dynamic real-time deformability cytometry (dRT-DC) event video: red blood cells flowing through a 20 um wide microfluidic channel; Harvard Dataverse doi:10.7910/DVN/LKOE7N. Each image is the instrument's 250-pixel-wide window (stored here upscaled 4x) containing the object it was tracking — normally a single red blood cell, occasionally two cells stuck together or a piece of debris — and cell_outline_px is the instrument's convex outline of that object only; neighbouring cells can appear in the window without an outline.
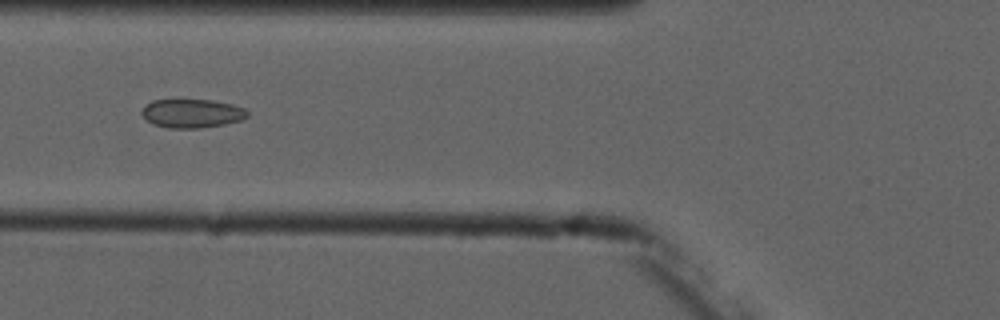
{"species": "common noctule bat (a hibernating species)", "species_latin": "Nyctalus noctula", "temperature_condition": "cold", "stored_images_in_passage": 9, "camera_frame_rate_fps": 3000, "um_per_image_px": 0.085, "animal": {"sex": "male", "forearm_length_mm": 52.5}, "frame": {"image": 1, "passage_image": 6, "time_ms": 6.0, "image_size_px": [1000, 320], "cell_outline_px": [[248, 116], [240, 120], [224, 124], [200, 128], [172, 128], [152, 124], [140, 112], [152, 100], [212, 100], [232, 104], [244, 108], [248, 112]], "centroid_in_image_um": [16.33, 9.64], "position_along_channel_um": 109.5, "area_um2": 17.46}}
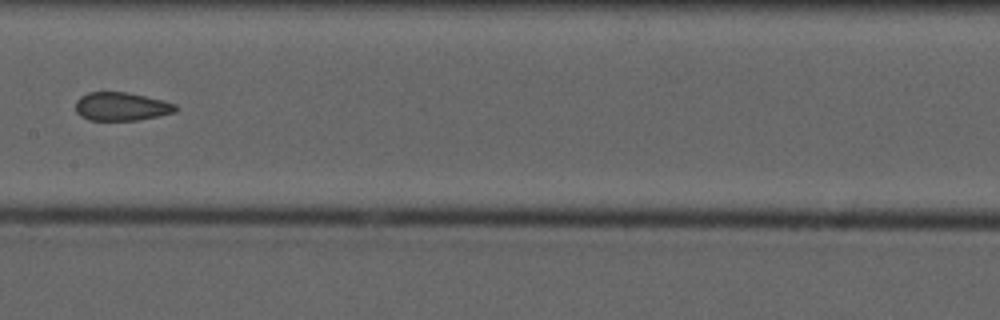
{"frame": {"image": 2, "passage_image": 8, "time_ms": 8.333, "image_size_px": [1000, 320], "cell_outline_px": [[180, 108], [176, 112], [140, 120], [88, 120], [80, 116], [76, 112], [76, 100], [80, 96], [88, 92], [128, 92], [164, 100], [176, 104]], "centroid_in_image_um": [10.34, 9.05], "position_along_channel_um": 197.1, "area_um2": 16.82}}
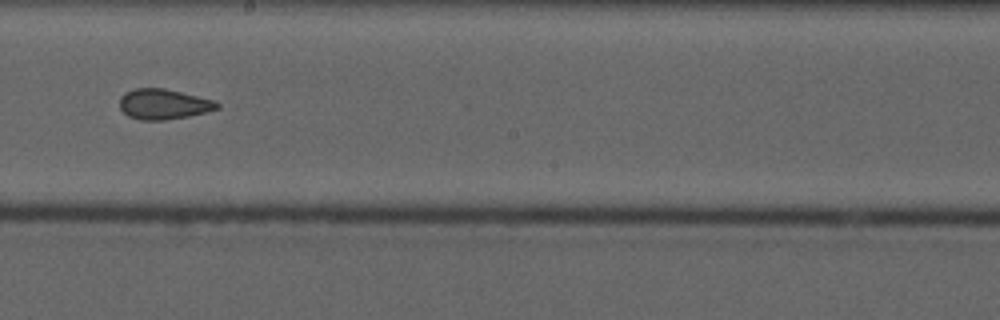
{"frame": {"image": 3, "passage_image": 9, "time_ms": 9.333, "image_size_px": [1000, 320], "cell_outline_px": [[220, 108], [208, 112], [188, 116], [164, 120], [140, 120], [128, 116], [120, 108], [120, 96], [136, 88], [164, 88], [216, 100], [220, 104]], "centroid_in_image_um": [13.95, 8.86], "position_along_channel_um": 234.3, "area_um2": 17.28}}